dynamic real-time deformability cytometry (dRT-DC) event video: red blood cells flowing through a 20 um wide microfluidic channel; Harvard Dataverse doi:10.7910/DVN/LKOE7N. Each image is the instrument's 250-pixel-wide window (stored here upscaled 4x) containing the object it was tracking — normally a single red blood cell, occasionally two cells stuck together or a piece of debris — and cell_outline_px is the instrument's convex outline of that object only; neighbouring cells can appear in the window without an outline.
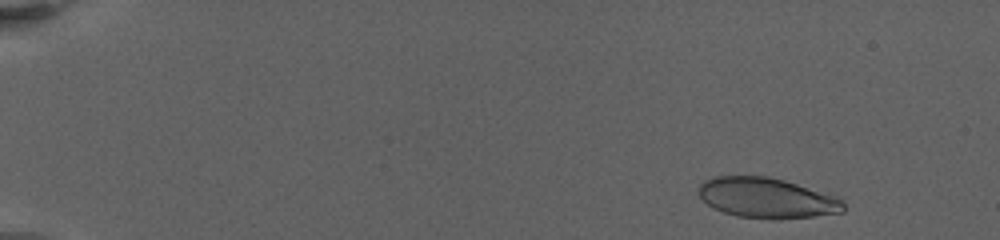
{"species": "human", "species_latin": "Homo sapiens", "temperature_condition": "warm", "stored_images_in_passage": 12, "camera_frame_rate_fps": 3000, "um_per_image_px": 0.085, "donor": {"sex": "female"}, "frame": {"image": 1, "passage_image": 3, "time_ms": 1.333, "image_size_px": [1000, 240], "cell_outline_px": [[844, 212], [780, 220], [772, 220], [736, 216], [724, 212], [708, 204], [696, 192], [700, 184], [704, 180], [712, 176], [768, 176], [784, 180], [836, 196], [844, 204]], "centroid_in_image_um": [65.15, 16.83], "position_along_channel_um": 19.8, "area_um2": 34.1}}
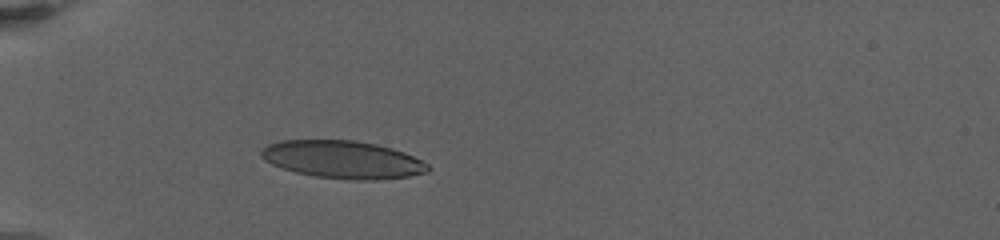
{"frame": {"image": 2, "passage_image": 10, "time_ms": 6.333, "image_size_px": [1000, 240], "cell_outline_px": [[432, 168], [428, 172], [408, 176], [376, 180], [352, 180], [316, 176], [296, 172], [272, 164], [264, 160], [260, 156], [260, 152], [268, 144], [280, 140], [352, 140], [376, 144], [392, 148], [404, 152], [428, 164]], "centroid_in_image_um": [29.14, 13.56], "position_along_channel_um": 55.9, "area_um2": 36.53}}